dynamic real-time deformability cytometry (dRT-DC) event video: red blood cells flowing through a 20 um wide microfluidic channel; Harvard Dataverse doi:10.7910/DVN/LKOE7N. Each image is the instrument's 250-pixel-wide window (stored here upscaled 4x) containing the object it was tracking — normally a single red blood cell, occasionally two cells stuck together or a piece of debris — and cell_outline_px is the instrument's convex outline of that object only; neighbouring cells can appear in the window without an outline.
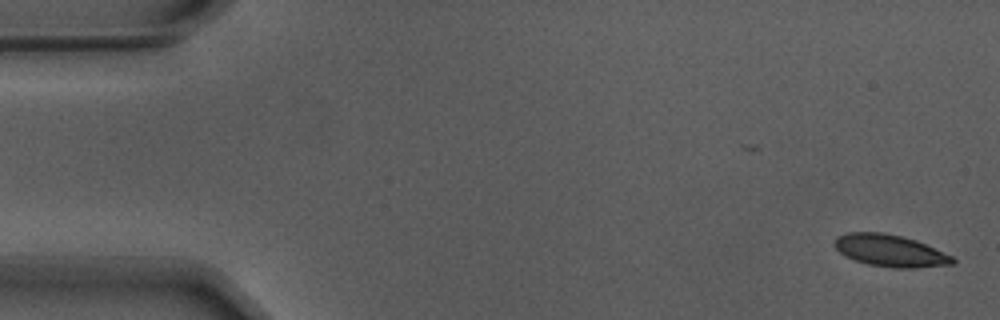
{"species": "Egyptian fruit bat (a non-hibernating species)", "species_latin": "Rousettus aegyptiacus", "temperature_condition": "warm", "stored_images_in_passage": 48, "camera_frame_rate_fps": 3000, "um_per_image_px": 0.085, "animal": {"sex": "male"}, "frame": {"image": 1, "passage_image": 1, "time_ms": 0.0, "image_size_px": [1000, 320], "cell_outline_px": [[956, 260], [952, 264], [916, 268], [892, 268], [868, 264], [844, 256], [832, 244], [836, 236], [848, 232], [884, 232], [916, 240], [952, 256]], "centroid_in_image_um": [75.62, 21.3], "position_along_channel_um": 9.4, "area_um2": 22.02}}
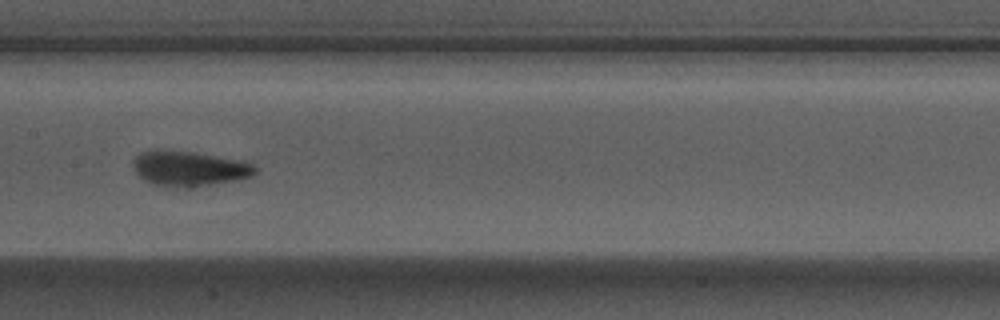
{"frame": {"image": 2, "passage_image": 27, "time_ms": 8.667, "image_size_px": [1000, 320], "cell_outline_px": [[260, 172], [252, 176], [236, 180], [192, 188], [172, 188], [152, 184], [144, 180], [136, 172], [132, 164], [132, 160], [140, 152], [156, 148], [192, 152], [244, 160], [252, 164]], "centroid_in_image_um": [16.07, 14.33], "position_along_channel_um": 191.3, "area_um2": 25.66}}
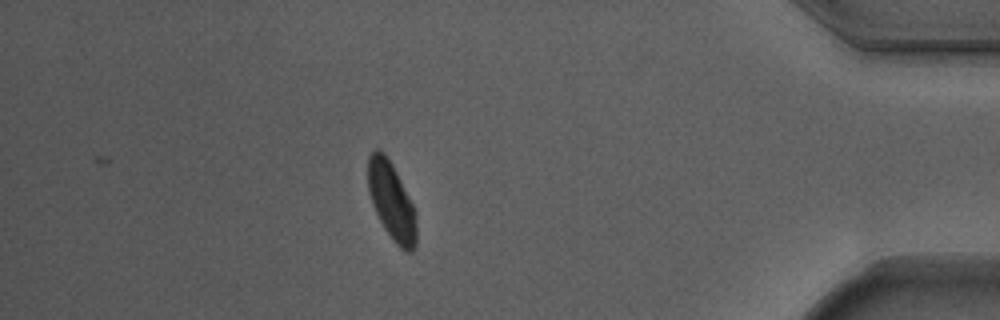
{"frame": {"image": 3, "passage_image": 48, "time_ms": 15.667, "image_size_px": [1000, 320], "cell_outline_px": [[416, 248], [412, 252], [404, 252], [392, 240], [384, 228], [372, 204], [368, 192], [368, 156], [376, 148], [380, 148], [384, 152], [392, 164], [416, 208]], "centroid_in_image_um": [33.3, 17.11], "position_along_channel_um": 401.9, "area_um2": 22.31}, "authors_computed_cell_mechanics": {"area_um2": 23.0911, "velocity_mm_per_s": 3.6781, "shape_relaxation_time_tau1_ms": 2.9943, "shape_relaxation_time_tau2_ms": 0.986, "deformation_change_tau1": 0.1194, "deformation_change_tau2": 0.0515}}